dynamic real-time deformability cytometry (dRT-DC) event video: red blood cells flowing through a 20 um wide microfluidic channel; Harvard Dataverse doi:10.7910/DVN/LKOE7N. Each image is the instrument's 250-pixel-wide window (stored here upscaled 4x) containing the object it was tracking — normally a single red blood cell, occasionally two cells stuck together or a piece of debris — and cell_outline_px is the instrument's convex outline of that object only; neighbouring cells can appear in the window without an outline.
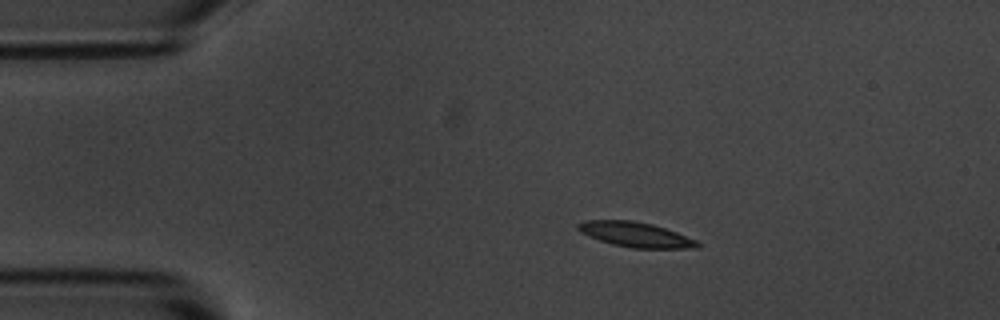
{"species": "common noctule bat (a hibernating species)", "species_latin": "Nyctalus noctula", "temperature_condition": "room temperature", "stored_images_in_passage": 8, "camera_frame_rate_fps": 3000, "um_per_image_px": 0.085, "animal": {"sex": "male", "body_mass_g": 20.1, "forearm_length_mm": 53.5}, "frame": {"image": 1, "passage_image": 4, "time_ms": 3.333, "image_size_px": [1000, 320], "cell_outline_px": [[704, 244], [700, 248], [632, 248], [612, 244], [588, 236], [580, 232], [576, 228], [576, 224], [584, 220], [632, 220], [652, 224], [676, 232], [696, 240]], "centroid_in_image_um": [54.03, 19.94], "position_along_channel_um": 31.0, "area_um2": 17.46}}
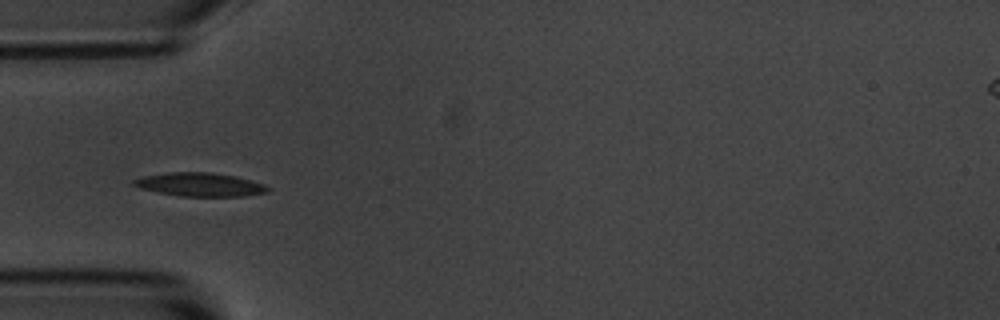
{"frame": {"image": 2, "passage_image": 6, "time_ms": 5.667, "image_size_px": [1000, 320], "cell_outline_px": [[272, 188], [268, 192], [244, 196], [180, 196], [140, 188], [132, 184], [132, 180], [144, 176], [168, 172], [212, 172], [236, 176], [252, 180], [264, 184]], "centroid_in_image_um": [17.04, 15.68], "position_along_channel_um": 68.0, "area_um2": 18.44}}
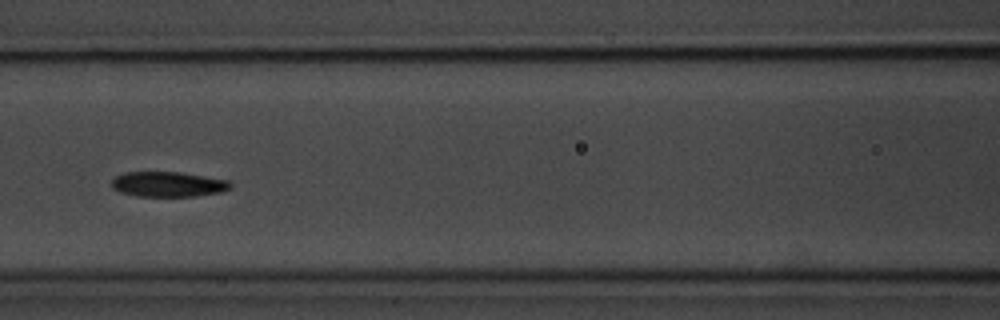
{"frame": {"image": 3, "passage_image": 8, "time_ms": 8.0, "image_size_px": [1000, 320], "cell_outline_px": [[232, 188], [220, 192], [196, 196], [136, 196], [120, 192], [112, 188], [112, 180], [116, 176], [124, 172], [180, 172], [228, 180], [232, 184]], "centroid_in_image_um": [14.29, 15.66], "position_along_channel_um": 152.3, "area_um2": 17.4}}